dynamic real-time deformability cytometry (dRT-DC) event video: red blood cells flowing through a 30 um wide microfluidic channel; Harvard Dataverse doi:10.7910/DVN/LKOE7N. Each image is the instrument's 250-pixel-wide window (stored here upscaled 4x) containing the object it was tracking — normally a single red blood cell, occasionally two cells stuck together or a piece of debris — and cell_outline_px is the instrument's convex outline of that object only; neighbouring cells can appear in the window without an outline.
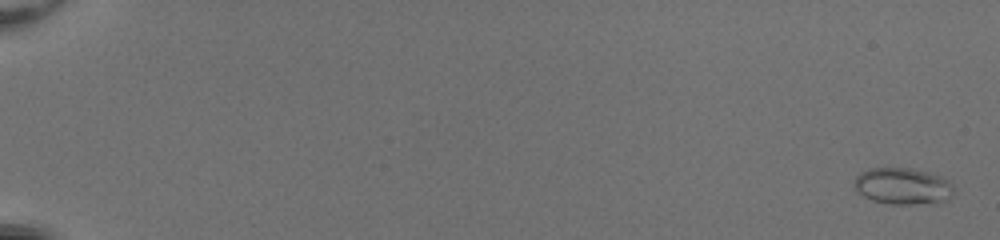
{"species": "common noctule bat (a hibernating species)", "species_latin": "Nyctalus noctula", "temperature_condition": "room temperature", "stored_images_in_passage": 53, "camera_frame_rate_fps": 3000, "um_per_image_px": 0.085, "animal": {"sex": "female", "body_mass_g": 20.0, "forearm_length_mm": 54.0}, "frame": {"image": 1, "passage_image": 2, "time_ms": 0.333, "image_size_px": [1000, 240], "cell_outline_px": [[952, 196], [936, 204], [892, 204], [872, 200], [856, 192], [852, 184], [852, 180], [860, 172], [868, 168], [912, 168], [928, 172], [940, 176], [948, 180], [952, 184]], "centroid_in_image_um": [76.69, 15.82], "position_along_channel_um": 8.3, "area_um2": 21.56}}
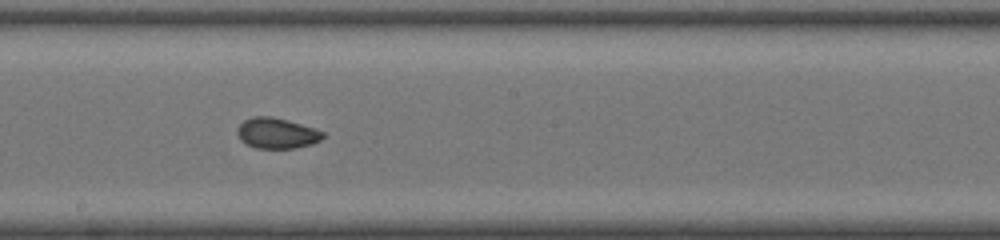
{"frame": {"image": 2, "passage_image": 33, "time_ms": 10.667, "image_size_px": [1000, 240], "cell_outline_px": [[324, 136], [320, 140], [312, 144], [296, 148], [256, 148], [240, 140], [236, 132], [236, 128], [244, 120], [252, 116], [272, 116], [288, 120], [316, 128], [324, 132]], "centroid_in_image_um": [23.52, 11.31], "position_along_channel_um": 224.7, "area_um2": 15.43}}
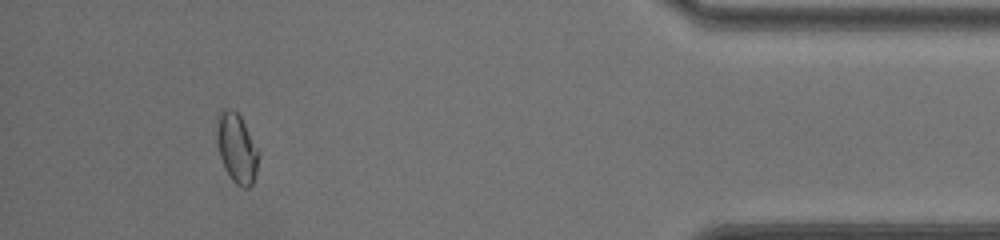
{"frame": {"image": 3, "passage_image": 50, "time_ms": 16.333, "image_size_px": [1000, 240], "cell_outline_px": [[260, 152], [256, 172], [252, 184], [248, 188], [244, 188], [236, 184], [232, 180], [224, 168], [220, 156], [216, 140], [216, 116], [224, 108], [228, 108], [236, 112], [240, 116]], "centroid_in_image_um": [20.11, 12.58], "position_along_channel_um": 415.1, "area_um2": 17.05}, "authors_computed_cell_mechanics": {"area_um2": 15.8372, "velocity_mm_per_s": 4.1676, "shape_relaxation_time_tau1_ms": 9.9905, "shape_relaxation_time_tau2_ms": 1.1198, "deformation_change_tau1": 0.1228, "deformation_change_tau2": 0.0388}}